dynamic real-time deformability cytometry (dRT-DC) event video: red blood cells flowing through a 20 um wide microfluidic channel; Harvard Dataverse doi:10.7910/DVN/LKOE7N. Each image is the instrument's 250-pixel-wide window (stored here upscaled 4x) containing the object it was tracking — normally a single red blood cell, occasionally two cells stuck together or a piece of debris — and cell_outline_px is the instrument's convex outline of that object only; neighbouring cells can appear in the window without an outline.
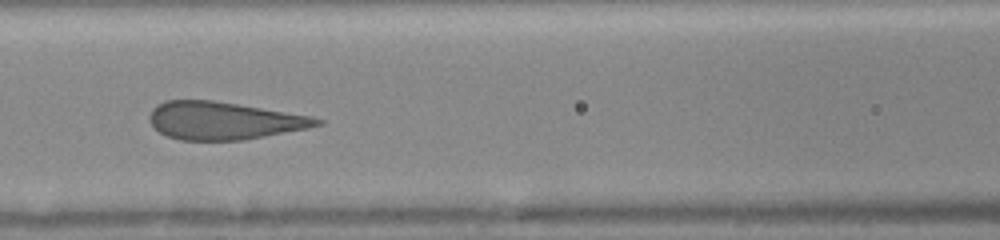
{"species": "human", "species_latin": "Homo sapiens", "temperature_condition": "room temperature", "stored_images_in_passage": 7, "camera_frame_rate_fps": 3000, "um_per_image_px": 0.085, "donor": {"sex": "female"}, "frame": {"image": 1, "passage_image": 7, "time_ms": 3.667, "image_size_px": [1000, 240], "cell_outline_px": [[324, 120], [320, 124], [308, 128], [244, 140], [180, 140], [168, 136], [160, 132], [148, 120], [148, 116], [152, 108], [156, 104], [164, 100], [212, 100], [308, 116]], "centroid_in_image_um": [18.94, 10.26], "position_along_channel_um": 147.7, "area_um2": 36.36}}